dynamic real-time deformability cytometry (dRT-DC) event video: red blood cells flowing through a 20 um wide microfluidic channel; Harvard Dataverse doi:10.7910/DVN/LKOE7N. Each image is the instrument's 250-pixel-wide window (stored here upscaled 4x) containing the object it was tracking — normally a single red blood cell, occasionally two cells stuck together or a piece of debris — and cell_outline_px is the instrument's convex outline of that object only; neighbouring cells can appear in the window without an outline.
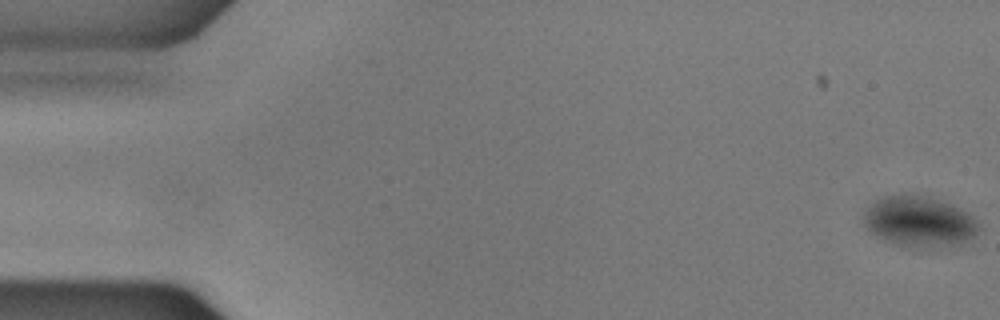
{"species": "common noctule bat (a hibernating species)", "species_latin": "Nyctalus noctula", "temperature_condition": "warm", "stored_images_in_passage": 18, "camera_frame_rate_fps": 3000, "um_per_image_px": 0.085, "animal": {"sex": "male", "body_mass_g": 17.9}, "frame": {"image": 1, "passage_image": 1, "time_ms": 0.0, "image_size_px": [1000, 320], "cell_outline_px": [[968, 232], [956, 236], [940, 236], [884, 232], [876, 228], [872, 224], [872, 220], [876, 212], [884, 204], [908, 204], [944, 208], [956, 212], [964, 220], [968, 228]], "centroid_in_image_um": [78.12, 18.74], "position_along_channel_um": 6.9, "area_um2": 17.69}}
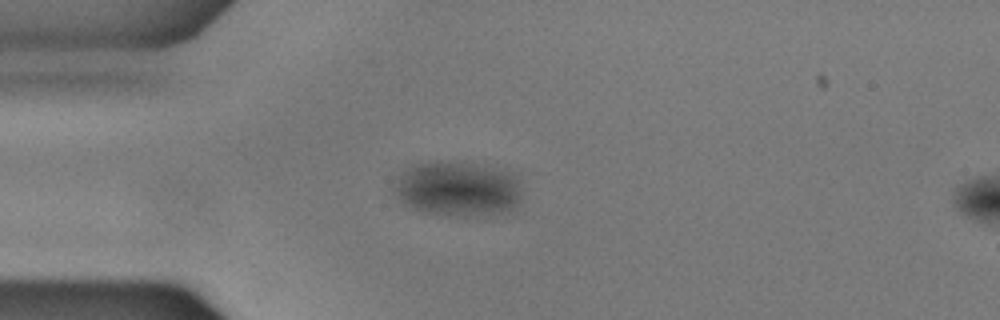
{"frame": {"image": 2, "passage_image": 15, "time_ms": 4.667, "image_size_px": [1000, 320], "cell_outline_px": [[508, 200], [500, 204], [428, 204], [412, 200], [404, 192], [412, 180], [424, 168], [436, 168], [468, 172], [492, 176], [500, 180], [504, 184], [508, 192]], "centroid_in_image_um": [38.76, 15.98], "position_along_channel_um": 46.2, "area_um2": 21.62}}